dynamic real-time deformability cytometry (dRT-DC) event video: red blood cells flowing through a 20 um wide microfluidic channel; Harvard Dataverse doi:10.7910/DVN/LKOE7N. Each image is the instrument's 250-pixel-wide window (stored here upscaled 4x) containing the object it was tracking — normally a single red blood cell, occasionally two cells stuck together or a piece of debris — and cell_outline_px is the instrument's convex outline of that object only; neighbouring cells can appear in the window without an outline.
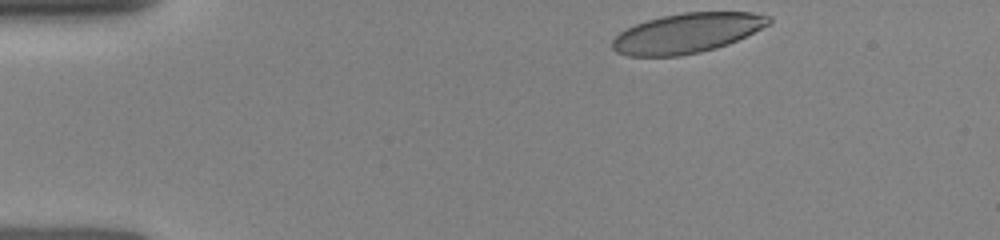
{"species": "human", "species_latin": "Homo sapiens", "temperature_condition": "room temperature", "stored_images_in_passage": 23, "camera_frame_rate_fps": 3000, "um_per_image_px": 0.085, "donor": {"sex": "female"}, "frame": {"image": 1, "passage_image": 1, "time_ms": 0.0, "image_size_px": [1000, 240], "cell_outline_px": [[772, 20], [768, 24], [728, 44], [716, 48], [700, 52], [680, 56], [628, 56], [616, 52], [612, 48], [612, 40], [620, 32], [636, 24], [660, 16], [684, 12], [752, 12], [772, 16]], "centroid_in_image_um": [58.38, 2.81], "position_along_channel_um": 26.6, "area_um2": 36.07}}
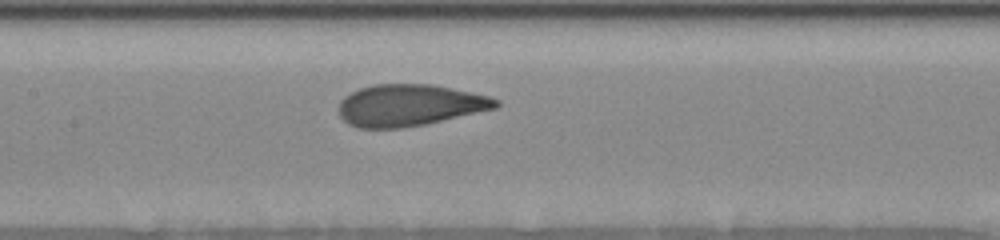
{"frame": {"image": 2, "passage_image": 12, "time_ms": 5.333, "image_size_px": [1000, 240], "cell_outline_px": [[500, 104], [496, 108], [424, 124], [400, 128], [360, 128], [348, 124], [340, 116], [340, 100], [344, 96], [360, 88], [372, 84], [432, 84], [488, 96], [500, 100]], "centroid_in_image_um": [34.79, 8.94], "position_along_channel_um": 172.6, "area_um2": 37.86}}
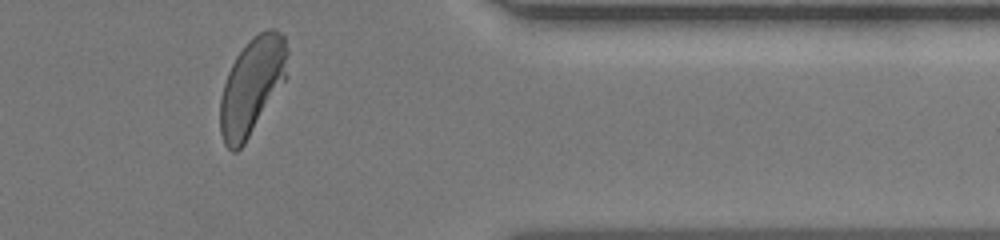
{"frame": {"image": 3, "passage_image": 20, "time_ms": 11.0, "image_size_px": [1000, 240], "cell_outline_px": [[288, 76], [244, 144], [236, 152], [232, 152], [224, 144], [220, 132], [220, 100], [224, 84], [228, 72], [236, 56], [252, 36], [268, 28], [276, 28], [284, 36], [288, 48]], "centroid_in_image_um": [21.44, 7.28], "position_along_channel_um": 390.0, "area_um2": 38.15}}